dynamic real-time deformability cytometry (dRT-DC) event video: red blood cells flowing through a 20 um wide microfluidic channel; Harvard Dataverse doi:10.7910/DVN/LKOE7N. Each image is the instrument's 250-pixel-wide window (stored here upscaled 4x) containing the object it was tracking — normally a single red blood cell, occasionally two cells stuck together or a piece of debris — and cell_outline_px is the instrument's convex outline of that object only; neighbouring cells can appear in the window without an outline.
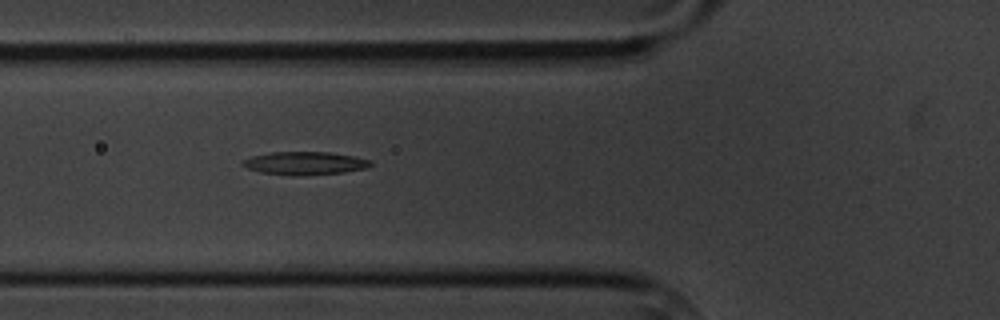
{"species": "common noctule bat (a hibernating species)", "species_latin": "Nyctalus noctula", "temperature_condition": "cold", "stored_images_in_passage": 5, "camera_frame_rate_fps": 3000, "um_per_image_px": 0.085, "animal": {"sex": "male", "body_mass_g": 20.1, "forearm_length_mm": 53.5}, "frame": {"image": 1, "passage_image": 5, "time_ms": 5.333, "image_size_px": [1000, 320], "cell_outline_px": [[372, 164], [368, 168], [344, 172], [296, 176], [292, 176], [260, 172], [248, 168], [240, 164], [244, 160], [252, 156], [272, 152], [328, 152], [356, 156], [372, 160]], "centroid_in_image_um": [25.95, 13.87], "position_along_channel_um": 99.9, "area_um2": 17.28}}